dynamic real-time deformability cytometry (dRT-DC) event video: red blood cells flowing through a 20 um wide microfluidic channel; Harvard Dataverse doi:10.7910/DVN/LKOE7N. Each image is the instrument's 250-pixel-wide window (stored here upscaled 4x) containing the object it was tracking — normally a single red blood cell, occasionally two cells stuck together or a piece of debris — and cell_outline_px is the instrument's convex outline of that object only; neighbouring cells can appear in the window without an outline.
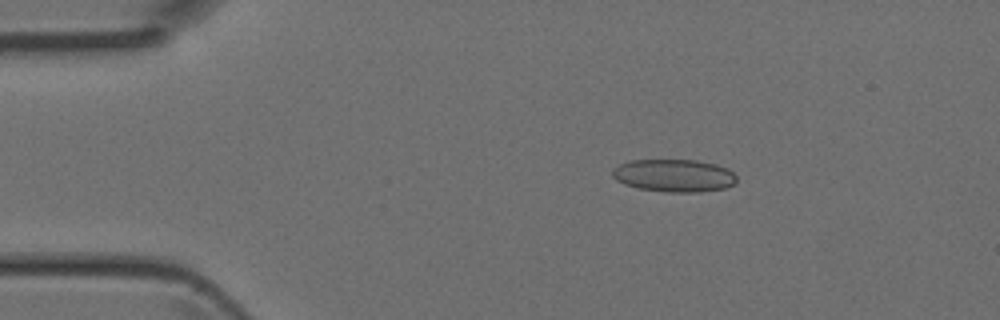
{"species": "Egyptian fruit bat (a non-hibernating species)", "species_latin": "Rousettus aegyptiacus", "temperature_condition": "room temperature", "stored_images_in_passage": 6, "camera_frame_rate_fps": 3000, "um_per_image_px": 0.085, "animal": {"sex": "female"}, "frame": {"image": 1, "passage_image": 3, "time_ms": 0.667, "image_size_px": [1000, 320], "cell_outline_px": [[736, 180], [732, 184], [724, 188], [700, 192], [668, 192], [640, 188], [624, 184], [616, 180], [612, 176], [612, 168], [620, 164], [632, 160], [696, 160], [716, 164], [728, 168], [736, 176]], "centroid_in_image_um": [57.28, 14.91], "position_along_channel_um": 27.7, "area_um2": 23.58}}
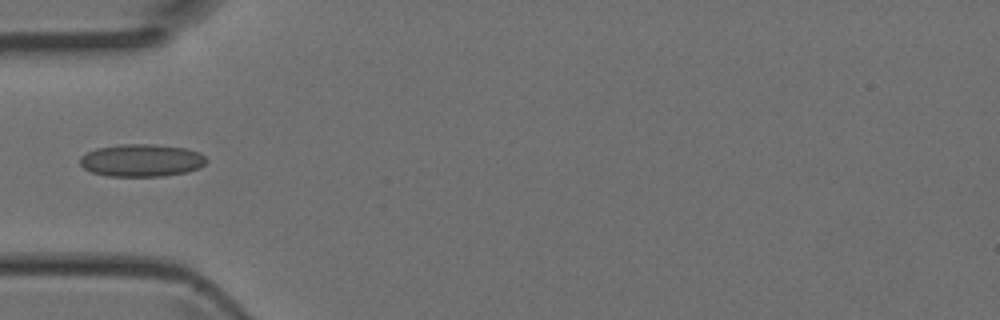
{"frame": {"image": 2, "passage_image": 5, "time_ms": 1.333, "image_size_px": [1000, 320], "cell_outline_px": [[208, 160], [200, 168], [184, 172], [164, 176], [108, 176], [92, 172], [84, 168], [80, 164], [80, 156], [96, 148], [120, 144], [152, 144], [188, 148], [200, 152]], "centroid_in_image_um": [12.04, 13.62], "position_along_channel_um": 73.0, "area_um2": 24.04}}
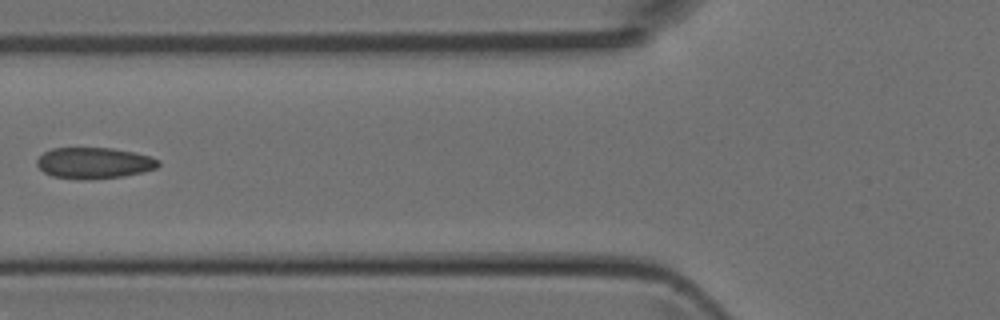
{"frame": {"image": 3, "passage_image": 6, "time_ms": 1.667, "image_size_px": [1000, 320], "cell_outline_px": [[160, 164], [156, 168], [124, 176], [76, 180], [52, 176], [44, 172], [36, 164], [36, 160], [44, 152], [52, 148], [112, 148], [152, 156], [160, 160]], "centroid_in_image_um": [7.98, 13.85], "position_along_channel_um": 117.8, "area_um2": 22.02}}